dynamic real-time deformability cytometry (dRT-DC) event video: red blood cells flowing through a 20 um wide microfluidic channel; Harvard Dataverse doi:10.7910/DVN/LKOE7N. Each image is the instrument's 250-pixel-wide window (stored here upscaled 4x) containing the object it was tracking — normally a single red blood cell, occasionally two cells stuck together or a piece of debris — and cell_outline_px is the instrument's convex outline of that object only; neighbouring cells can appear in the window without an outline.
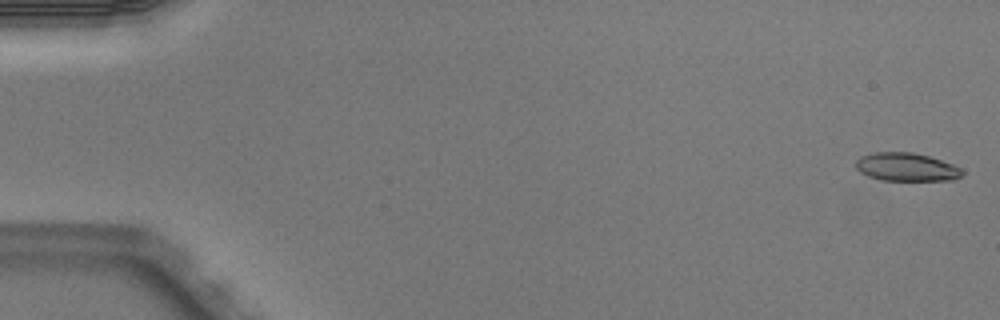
{"species": "Egyptian fruit bat (a non-hibernating species)", "species_latin": "Rousettus aegyptiacus", "temperature_condition": "warm", "stored_images_in_passage": 6, "camera_frame_rate_fps": 3000, "um_per_image_px": 0.085, "animal": {"sex": "male"}, "frame": {"image": 1, "passage_image": 1, "time_ms": 0.0, "image_size_px": [1000, 320], "cell_outline_px": [[964, 172], [960, 176], [952, 180], [880, 180], [868, 176], [860, 172], [856, 168], [856, 160], [860, 156], [872, 152], [912, 152], [928, 156], [952, 164], [960, 168]], "centroid_in_image_um": [77.0, 14.19], "position_along_channel_um": 8.0, "area_um2": 17.46}}
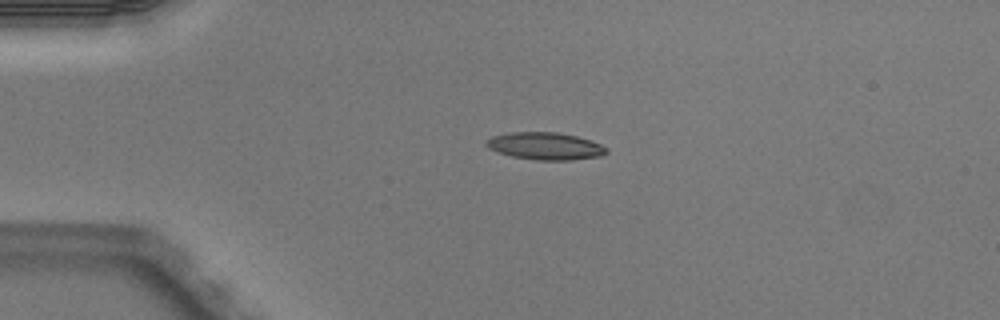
{"frame": {"image": 2, "passage_image": 4, "time_ms": 1.0, "image_size_px": [1000, 320], "cell_outline_px": [[608, 152], [600, 156], [572, 160], [536, 160], [512, 156], [488, 148], [484, 144], [484, 140], [492, 136], [508, 132], [556, 132], [576, 136], [592, 140], [608, 148]], "centroid_in_image_um": [46.34, 12.41], "position_along_channel_um": 38.7, "area_um2": 19.25}}
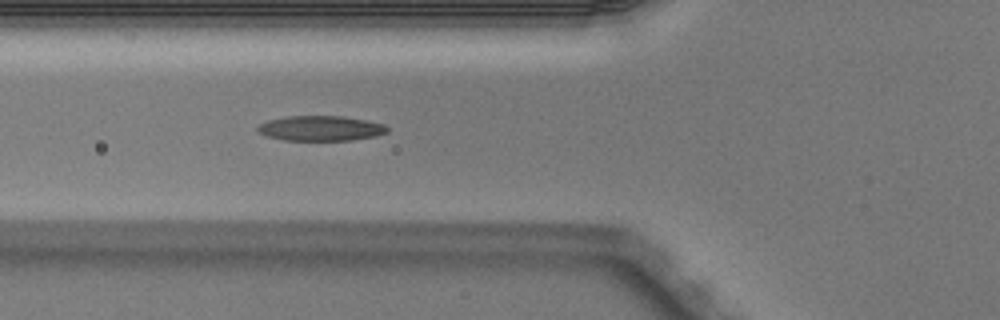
{"frame": {"image": 3, "passage_image": 6, "time_ms": 1.667, "image_size_px": [1000, 320], "cell_outline_px": [[388, 132], [376, 136], [352, 140], [284, 140], [268, 136], [260, 132], [256, 128], [260, 124], [268, 120], [288, 116], [344, 116], [368, 120], [384, 124], [388, 128]], "centroid_in_image_um": [27.3, 10.9], "position_along_channel_um": 98.5, "area_um2": 18.9}}